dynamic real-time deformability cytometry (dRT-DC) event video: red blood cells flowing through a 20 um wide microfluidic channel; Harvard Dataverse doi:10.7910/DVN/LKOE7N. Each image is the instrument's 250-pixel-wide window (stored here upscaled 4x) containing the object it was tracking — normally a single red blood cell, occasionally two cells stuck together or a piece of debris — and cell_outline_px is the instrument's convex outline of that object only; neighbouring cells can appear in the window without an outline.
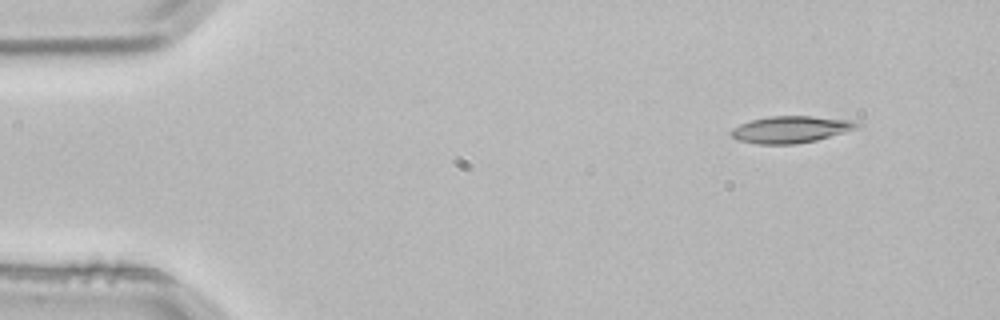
{"species": "common noctule bat (a hibernating species)", "species_latin": "Nyctalus noctula", "temperature_condition": "room temperature", "stored_images_in_passage": 3, "camera_frame_rate_fps": 3000, "um_per_image_px": 0.085, "animal": {"sex": "male", "body_mass_g": 21.5, "forearm_length_mm": 52.0}, "frame": {"image": 1, "passage_image": 1, "time_ms": 0.0, "image_size_px": [1000, 320], "cell_outline_px": [[864, 124], [856, 128], [844, 132], [816, 140], [796, 144], [756, 144], [736, 140], [728, 132], [732, 128], [740, 124], [752, 120], [772, 116], [812, 116], [848, 120]], "centroid_in_image_um": [67.16, 11.01], "position_along_channel_um": 17.8, "area_um2": 19.59}}